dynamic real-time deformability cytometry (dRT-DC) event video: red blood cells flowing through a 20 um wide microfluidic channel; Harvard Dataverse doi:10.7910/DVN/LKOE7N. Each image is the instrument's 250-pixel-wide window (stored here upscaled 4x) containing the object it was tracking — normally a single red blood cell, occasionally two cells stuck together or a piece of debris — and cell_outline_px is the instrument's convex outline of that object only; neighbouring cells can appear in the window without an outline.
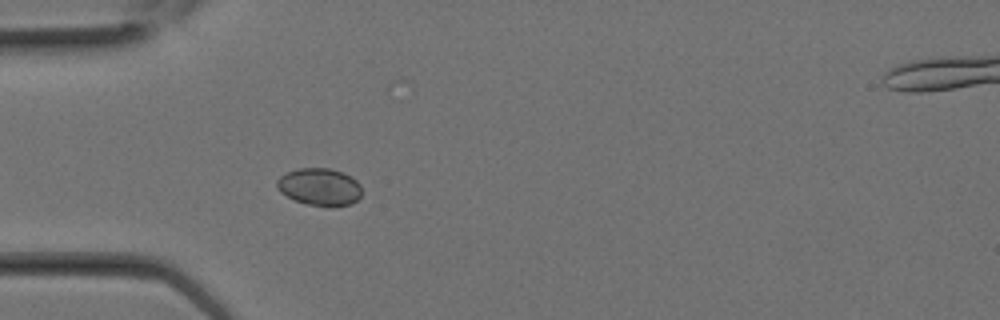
{"species": "Egyptian fruit bat (a non-hibernating species)", "species_latin": "Rousettus aegyptiacus", "temperature_condition": "room temperature", "stored_images_in_passage": 17, "camera_frame_rate_fps": 3000, "um_per_image_px": 0.085, "animal": {"sex": "female"}, "frame": {"image": 1, "passage_image": 7, "time_ms": 2.0, "image_size_px": [1000, 320], "cell_outline_px": [[360, 196], [356, 200], [348, 204], [328, 208], [304, 204], [280, 192], [276, 188], [276, 180], [280, 176], [288, 172], [300, 168], [328, 168], [344, 172], [356, 180], [360, 184]], "centroid_in_image_um": [27.15, 15.89], "position_along_channel_um": 57.9, "area_um2": 18.61}}
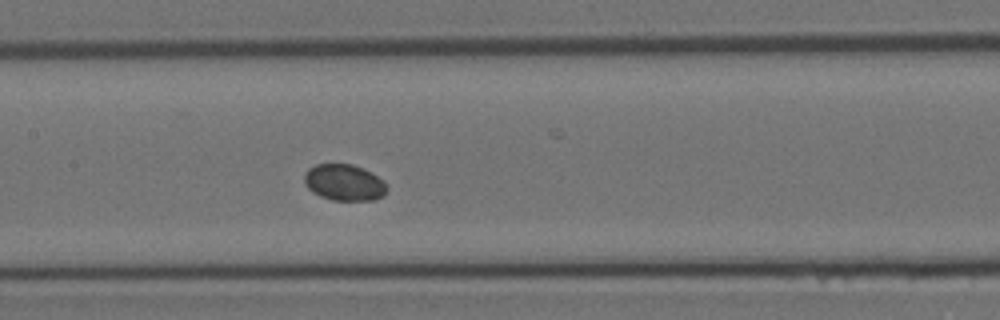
{"frame": {"image": 2, "passage_image": 12, "time_ms": 3.667, "image_size_px": [1000, 320], "cell_outline_px": [[388, 188], [384, 196], [372, 200], [332, 200], [320, 196], [312, 192], [304, 184], [304, 172], [308, 168], [316, 164], [352, 164], [384, 180]], "centroid_in_image_um": [29.23, 15.52], "position_along_channel_um": 178.2, "area_um2": 17.51}}
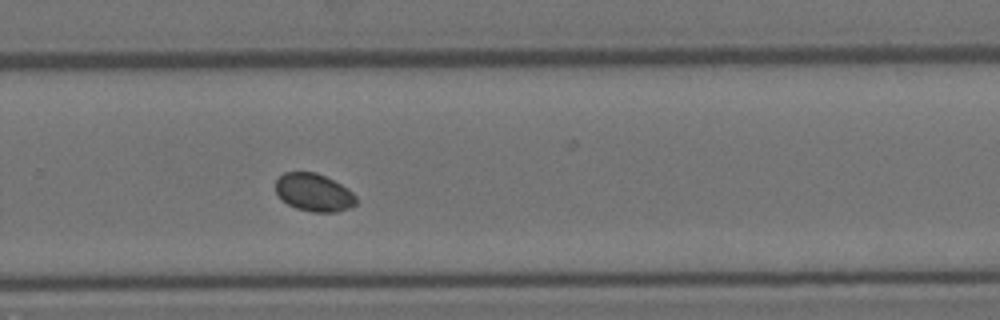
{"frame": {"image": 3, "passage_image": 17, "time_ms": 5.333, "image_size_px": [1000, 320], "cell_outline_px": [[356, 204], [348, 208], [336, 212], [312, 212], [296, 208], [288, 204], [276, 192], [276, 180], [284, 172], [316, 172], [340, 184], [352, 192], [356, 196]], "centroid_in_image_um": [26.68, 16.36], "position_along_channel_um": 303.1, "area_um2": 17.51}}